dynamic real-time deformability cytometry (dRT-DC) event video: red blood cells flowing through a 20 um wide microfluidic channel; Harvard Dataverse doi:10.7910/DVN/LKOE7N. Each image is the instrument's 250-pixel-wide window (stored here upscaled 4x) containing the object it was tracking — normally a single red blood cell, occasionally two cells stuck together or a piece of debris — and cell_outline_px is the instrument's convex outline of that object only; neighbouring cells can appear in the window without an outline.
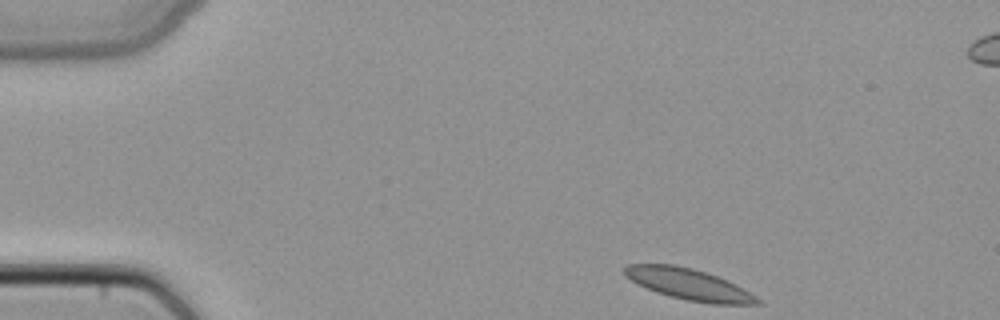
{"species": "common noctule bat (a hibernating species)", "species_latin": "Nyctalus noctula", "temperature_condition": "cold", "stored_images_in_passage": 44, "segment_of_instrument_passage": [1, 2], "camera_frame_rate_fps": 3000, "um_per_image_px": 0.085, "animal": {"sex": "female", "body_mass_g": 22.7, "forearm_length_mm": 54.2}, "frame": {"image": 1, "passage_image": 1, "time_ms": 0.0, "image_size_px": [1000, 320], "cell_outline_px": [[760, 304], [712, 304], [688, 300], [668, 296], [656, 292], [624, 276], [624, 268], [628, 264], [672, 264], [692, 268], [728, 280], [744, 288], [756, 296], [760, 300]], "centroid_in_image_um": [58.57, 24.16], "position_along_channel_um": 26.4, "area_um2": 23.93}}
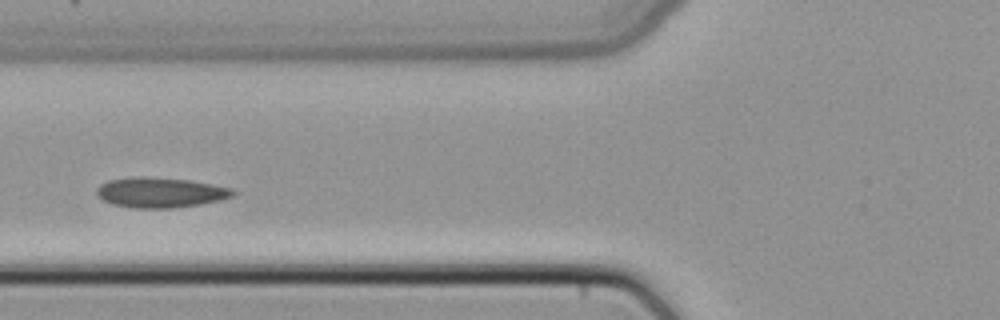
{"frame": {"image": 2, "passage_image": 13, "time_ms": 4.0, "image_size_px": [1000, 320], "cell_outline_px": [[236, 192], [232, 196], [220, 200], [200, 204], [172, 208], [132, 208], [112, 204], [104, 200], [96, 192], [96, 188], [100, 184], [108, 180], [136, 176], [144, 176], [188, 180], [212, 184], [232, 188]], "centroid_in_image_um": [13.62, 16.36], "position_along_channel_um": 112.2, "area_um2": 23.93}}
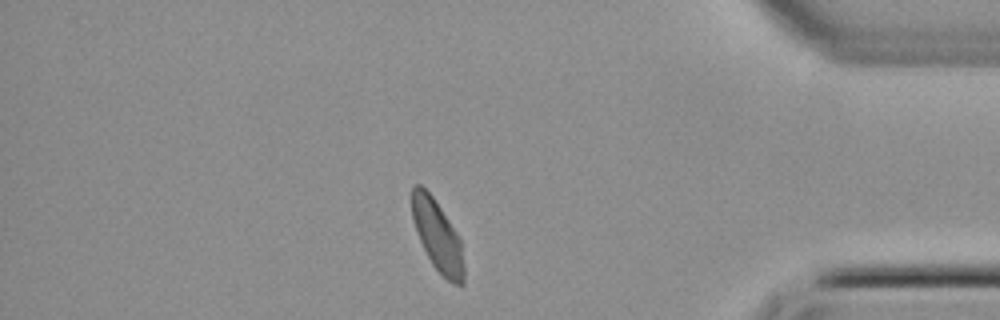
{"frame": {"image": 3, "passage_image": 36, "time_ms": 11.667, "image_size_px": [1000, 320], "cell_outline_px": [[464, 284], [452, 284], [432, 264], [416, 232], [412, 220], [412, 184], [420, 184], [432, 196], [456, 232], [460, 240], [464, 268]], "centroid_in_image_um": [37.17, 20.04], "position_along_channel_um": 398.0, "area_um2": 21.04}}